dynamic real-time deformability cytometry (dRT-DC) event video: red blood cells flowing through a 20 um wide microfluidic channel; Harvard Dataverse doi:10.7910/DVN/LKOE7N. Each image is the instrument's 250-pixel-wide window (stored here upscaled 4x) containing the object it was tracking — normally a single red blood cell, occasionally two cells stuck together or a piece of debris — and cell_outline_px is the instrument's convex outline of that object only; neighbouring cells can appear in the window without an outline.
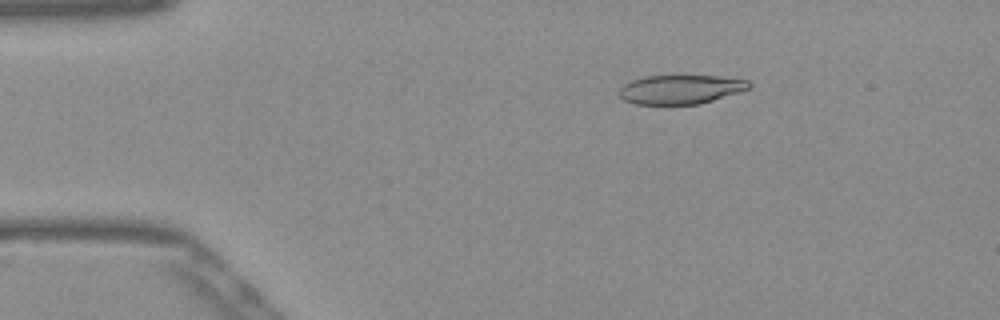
{"species": "Egyptian fruit bat (a non-hibernating species)", "species_latin": "Rousettus aegyptiacus", "temperature_condition": "warm", "stored_images_in_passage": 44, "camera_frame_rate_fps": 3000, "um_per_image_px": 0.085, "frame": {"image": 1, "passage_image": 1, "time_ms": 0.0, "image_size_px": [1000, 320], "cell_outline_px": [[752, 84], [748, 88], [740, 92], [700, 104], [636, 104], [624, 100], [620, 96], [620, 88], [624, 84], [632, 80], [644, 76], [716, 76], [748, 80]], "centroid_in_image_um": [57.85, 7.6], "position_along_channel_um": 27.1, "area_um2": 21.85}}
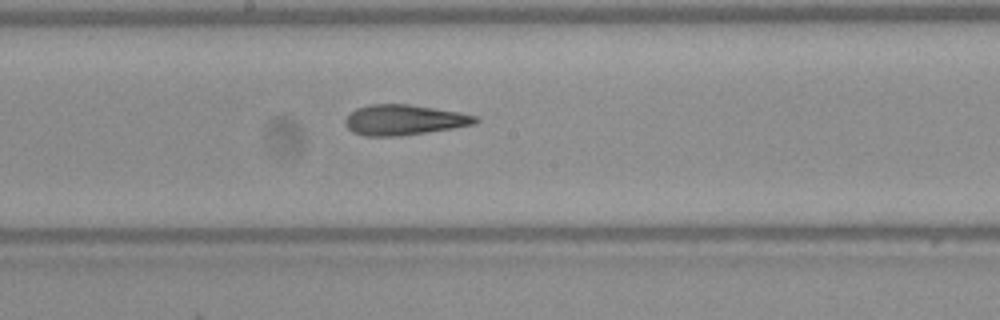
{"frame": {"image": 2, "passage_image": 20, "time_ms": 6.333, "image_size_px": [1000, 320], "cell_outline_px": [[480, 120], [476, 124], [452, 128], [400, 136], [364, 136], [352, 132], [344, 124], [344, 120], [356, 108], [372, 104], [408, 104], [460, 112], [476, 116]], "centroid_in_image_um": [34.34, 10.19], "position_along_channel_um": 213.9, "area_um2": 23.0}}
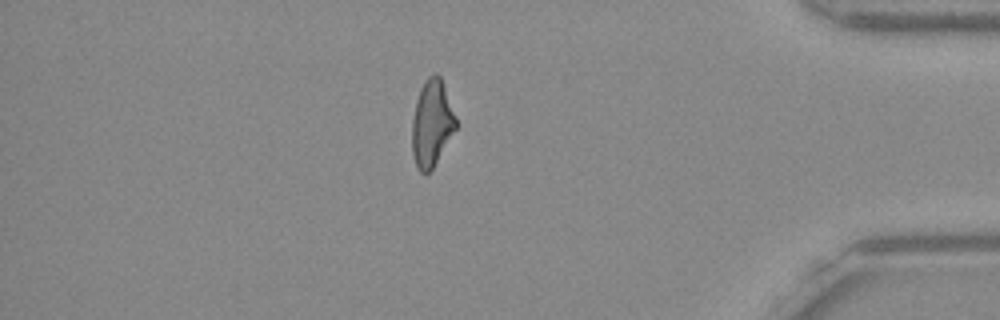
{"frame": {"image": 3, "passage_image": 37, "time_ms": 12.0, "image_size_px": [1000, 320], "cell_outline_px": [[456, 128], [432, 168], [428, 172], [420, 172], [416, 164], [412, 152], [412, 120], [416, 100], [420, 88], [428, 76], [436, 72], [440, 76], [456, 116]], "centroid_in_image_um": [36.69, 10.44], "position_along_channel_um": 398.5, "area_um2": 21.79}, "authors_computed_cell_mechanics": {"area_um2": 22.6865, "velocity_mm_per_s": 3.8999, "shape_relaxation_time_tau1_ms": null, "shape_relaxation_time_tau2_ms": 2.7358, "deformation_change_tau1": null, "deformation_change_tau2": 0.126}}